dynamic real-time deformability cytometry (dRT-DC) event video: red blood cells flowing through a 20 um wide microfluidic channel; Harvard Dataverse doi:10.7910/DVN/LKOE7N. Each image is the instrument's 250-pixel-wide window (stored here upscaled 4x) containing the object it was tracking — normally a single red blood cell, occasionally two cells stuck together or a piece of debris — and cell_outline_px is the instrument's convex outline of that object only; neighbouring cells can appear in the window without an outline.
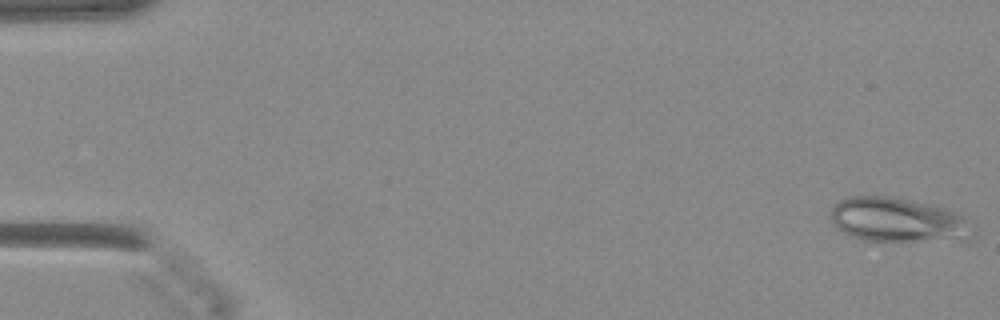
{"species": "Egyptian fruit bat (a non-hibernating species)", "species_latin": "Rousettus aegyptiacus", "temperature_condition": "warm", "stored_images_in_passage": 3, "camera_frame_rate_fps": 3000, "um_per_image_px": 0.085, "animal": {"sex": "female"}, "frame": {"image": 1, "passage_image": 1, "time_ms": 0.0, "image_size_px": [1000, 320], "cell_outline_px": [[976, 236], [968, 240], [860, 240], [836, 228], [832, 220], [832, 204], [848, 196], [888, 196], [912, 200], [944, 208], [956, 212], [964, 216], [976, 232]], "centroid_in_image_um": [76.36, 18.69], "position_along_channel_um": 8.6, "area_um2": 36.82}}